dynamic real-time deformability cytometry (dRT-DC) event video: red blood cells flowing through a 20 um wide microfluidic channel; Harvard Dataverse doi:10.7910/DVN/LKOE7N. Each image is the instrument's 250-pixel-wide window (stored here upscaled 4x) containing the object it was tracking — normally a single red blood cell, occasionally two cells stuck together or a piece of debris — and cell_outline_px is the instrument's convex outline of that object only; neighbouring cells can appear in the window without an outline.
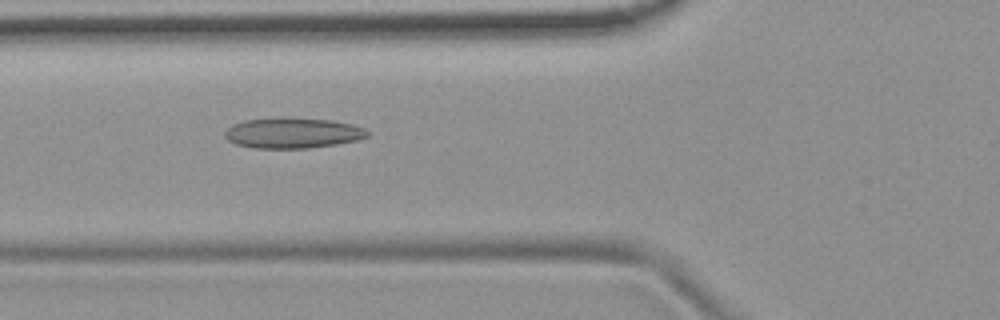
{"species": "common noctule bat (a hibernating species)", "species_latin": "Nyctalus noctula", "temperature_condition": "room temperature", "stored_images_in_passage": 54, "camera_frame_rate_fps": 3000, "um_per_image_px": 0.085, "animal": {"sex": "female", "body_mass_g": 19.9}, "frame": {"image": 1, "passage_image": 20, "time_ms": 6.333, "image_size_px": [1000, 320], "cell_outline_px": [[368, 136], [356, 140], [336, 144], [308, 148], [256, 148], [236, 144], [228, 140], [224, 136], [224, 132], [232, 124], [244, 120], [276, 116], [280, 116], [332, 120], [352, 124], [364, 128], [368, 132]], "centroid_in_image_um": [24.84, 11.28], "position_along_channel_um": 101.0, "area_um2": 25.66}}
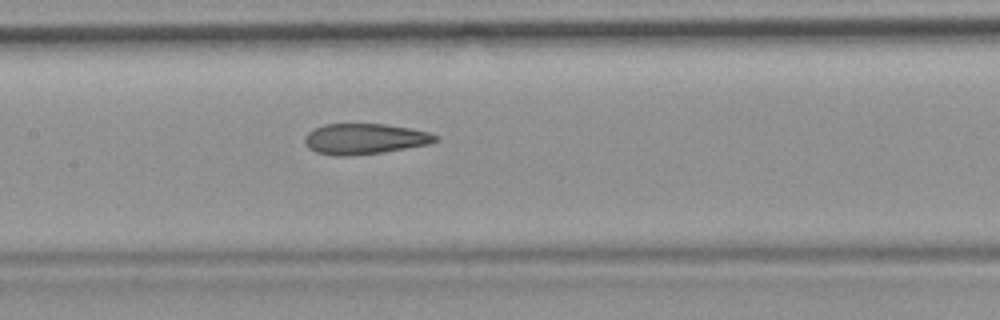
{"frame": {"image": 2, "passage_image": 26, "time_ms": 8.333, "image_size_px": [1000, 320], "cell_outline_px": [[440, 140], [428, 144], [380, 152], [348, 156], [336, 156], [316, 152], [308, 148], [304, 140], [304, 136], [308, 132], [324, 124], [384, 124], [412, 128], [428, 132], [436, 136]], "centroid_in_image_um": [30.97, 11.8], "position_along_channel_um": 176.4, "area_um2": 23.18}}
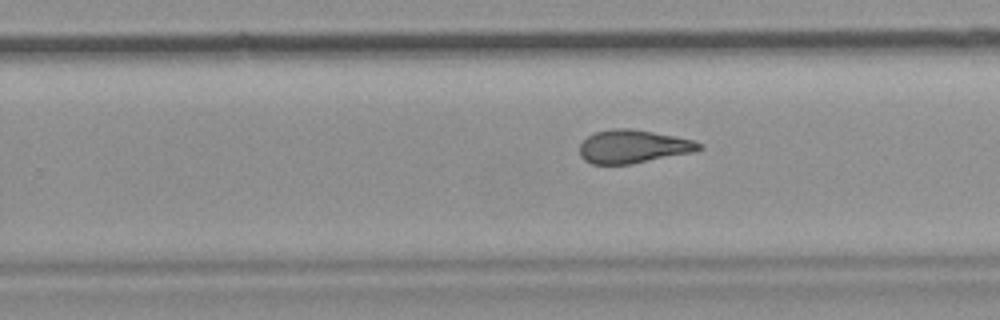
{"frame": {"image": 3, "passage_image": 34, "time_ms": 11.0, "image_size_px": [1000, 320], "cell_outline_px": [[704, 148], [692, 152], [632, 164], [592, 164], [584, 160], [580, 156], [580, 144], [588, 136], [596, 132], [612, 128], [628, 128], [652, 132], [692, 140], [704, 144]], "centroid_in_image_um": [53.8, 12.46], "position_along_channel_um": 276.0, "area_um2": 23.0}, "authors_computed_cell_mechanics": {"area_um2": 24.2471, "velocity_mm_per_s": 3.757, "shape_relaxation_time_tau1_ms": null, "shape_relaxation_time_tau2_ms": 2.6742, "deformation_change_tau1": null, "deformation_change_tau2": 0.1224}}